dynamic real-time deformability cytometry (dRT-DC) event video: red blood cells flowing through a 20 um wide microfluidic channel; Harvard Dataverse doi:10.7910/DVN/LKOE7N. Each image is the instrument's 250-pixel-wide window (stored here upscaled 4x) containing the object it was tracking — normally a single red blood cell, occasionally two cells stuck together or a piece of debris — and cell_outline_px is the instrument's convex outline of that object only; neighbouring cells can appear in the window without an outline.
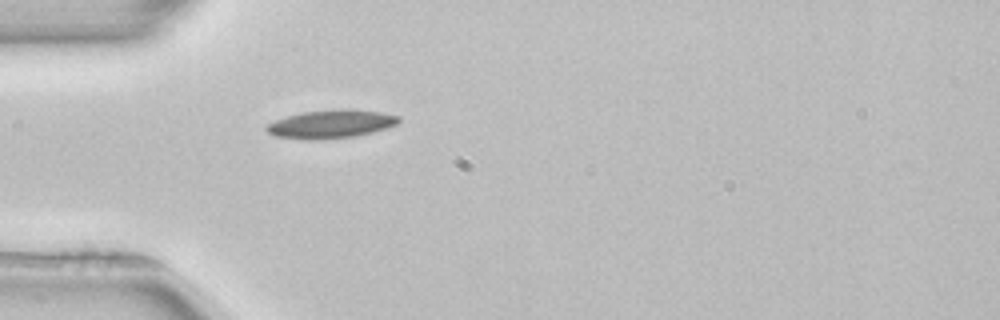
{"species": "common noctule bat (a hibernating species)", "species_latin": "Nyctalus noctula", "temperature_condition": "room temperature", "stored_images_in_passage": 38, "camera_frame_rate_fps": 3000, "um_per_image_px": 0.085, "animal": {"sex": "female", "body_mass_g": 22.7, "forearm_length_mm": 54.2}, "frame": {"image": 1, "passage_image": 1, "time_ms": 0.0, "image_size_px": [1000, 320], "cell_outline_px": [[400, 120], [396, 124], [372, 132], [352, 136], [320, 140], [304, 140], [276, 136], [268, 132], [264, 128], [268, 124], [276, 120], [300, 112], [340, 108], [352, 108], [384, 112], [400, 116]], "centroid_in_image_um": [28.14, 10.52], "position_along_channel_um": 56.9, "area_um2": 22.02}}
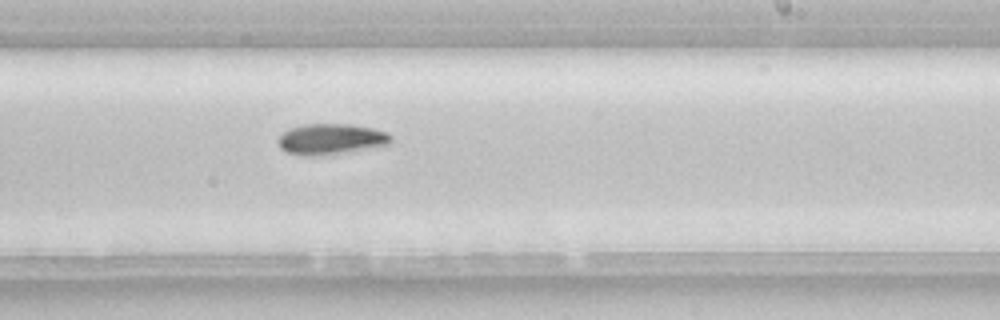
{"frame": {"image": 2, "passage_image": 17, "time_ms": 5.333, "image_size_px": [1000, 320], "cell_outline_px": [[392, 144], [376, 148], [308, 156], [304, 156], [284, 152], [280, 148], [276, 140], [288, 128], [304, 124], [348, 124], [372, 128], [388, 132], [392, 136]], "centroid_in_image_um": [28.15, 11.82], "position_along_channel_um": 260.9, "area_um2": 20.46}, "authors_computed_cell_mechanics": {"area_um2": 19.2185, "velocity_mm_per_s": 3.9401, "shape_relaxation_time_tau1_ms": 6.6503, "shape_relaxation_time_tau2_ms": null, "deformation_change_tau1": 0.1204, "deformation_change_tau2": null}}